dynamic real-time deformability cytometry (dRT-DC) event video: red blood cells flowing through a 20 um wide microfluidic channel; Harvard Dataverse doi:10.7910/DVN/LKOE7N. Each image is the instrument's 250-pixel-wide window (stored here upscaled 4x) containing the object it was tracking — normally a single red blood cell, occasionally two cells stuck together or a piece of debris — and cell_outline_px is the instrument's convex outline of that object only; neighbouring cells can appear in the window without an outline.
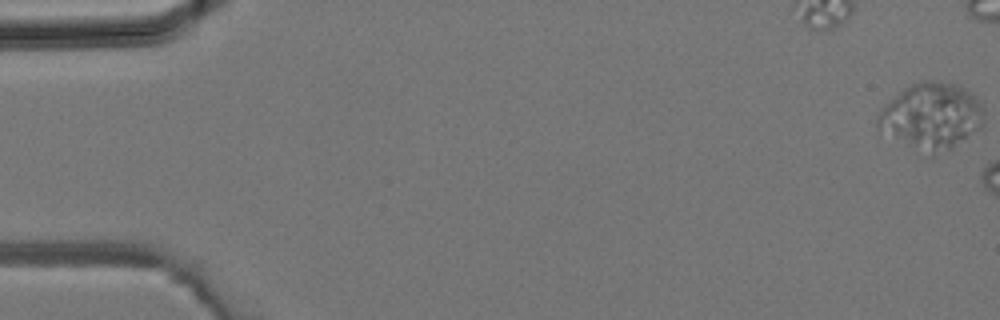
{"species": "common noctule bat (a hibernating species)", "species_latin": "Nyctalus noctula", "temperature_condition": "room temperature", "stored_images_in_passage": 5, "camera_frame_rate_fps": 3000, "um_per_image_px": 0.085, "animal": {"sex": "male", "body_mass_g": 19.2, "forearm_length_mm": 51.8}, "frame": {"image": 1, "passage_image": 1, "time_ms": 0.0, "image_size_px": [1000, 320], "cell_outline_px": [[984, 128], [948, 152], [932, 156], [876, 132], [876, 116], [884, 104], [904, 88], [920, 80], [932, 80], [956, 84], [968, 92], [984, 108]], "centroid_in_image_um": [79.14, 9.93], "position_along_channel_um": 5.9, "area_um2": 42.19}}